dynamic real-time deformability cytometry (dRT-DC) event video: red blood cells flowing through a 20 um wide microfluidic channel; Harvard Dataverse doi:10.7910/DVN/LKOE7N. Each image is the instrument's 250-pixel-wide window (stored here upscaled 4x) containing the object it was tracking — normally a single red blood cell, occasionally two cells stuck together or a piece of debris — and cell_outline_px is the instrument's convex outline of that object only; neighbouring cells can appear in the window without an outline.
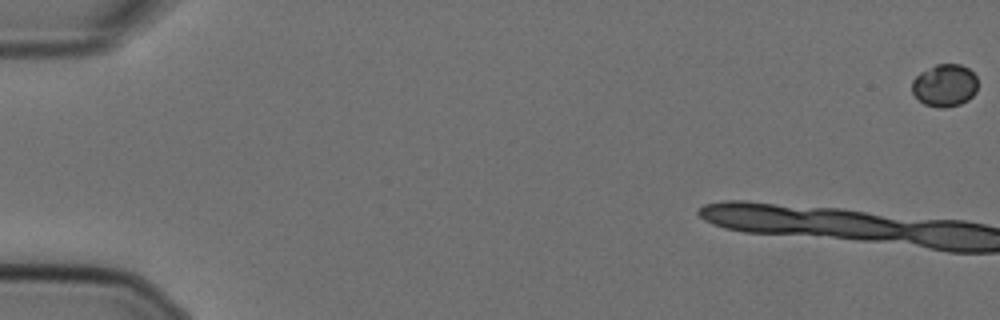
{"species": "Egyptian fruit bat (a non-hibernating species)", "species_latin": "Rousettus aegyptiacus", "temperature_condition": "cold", "stored_images_in_passage": 9, "camera_frame_rate_fps": 3000, "um_per_image_px": 0.085, "animal": {"sex": "female"}, "frame": {"image": 1, "passage_image": 1, "time_ms": 0.0, "image_size_px": [1000, 320], "cell_outline_px": [[976, 92], [968, 100], [960, 104], [944, 108], [940, 108], [924, 104], [912, 92], [912, 80], [920, 72], [936, 64], [960, 64], [968, 68], [976, 76]], "centroid_in_image_um": [80.29, 7.25], "position_along_channel_um": 4.7, "area_um2": 16.24}}